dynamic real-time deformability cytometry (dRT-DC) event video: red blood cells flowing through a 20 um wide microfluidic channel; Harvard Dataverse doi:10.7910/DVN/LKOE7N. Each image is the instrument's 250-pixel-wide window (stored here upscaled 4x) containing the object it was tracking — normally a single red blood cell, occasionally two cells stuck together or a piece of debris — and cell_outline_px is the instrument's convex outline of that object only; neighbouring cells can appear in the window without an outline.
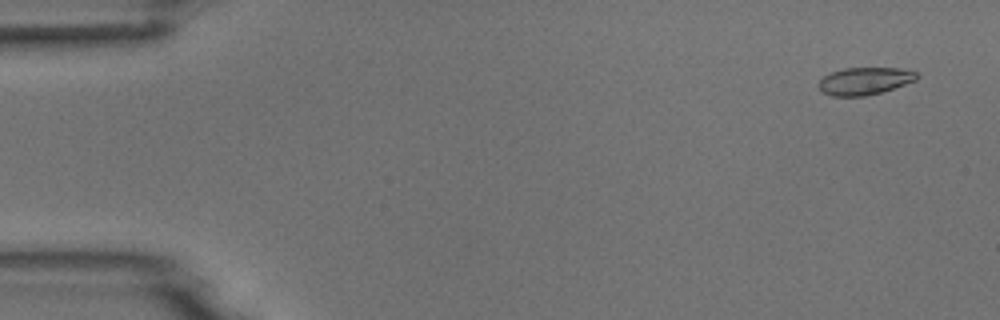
{"species": "common noctule bat (a hibernating species)", "species_latin": "Nyctalus noctula", "temperature_condition": "room temperature", "stored_images_in_passage": 6, "camera_frame_rate_fps": 3000, "um_per_image_px": 0.085, "animal": {"sex": "male", "body_mass_g": 18.8}, "frame": {"image": 1, "passage_image": 1, "time_ms": 0.0, "image_size_px": [1000, 320], "cell_outline_px": [[920, 76], [916, 80], [880, 92], [864, 96], [832, 96], [824, 92], [820, 88], [820, 80], [824, 76], [832, 72], [844, 68], [900, 68], [916, 72]], "centroid_in_image_um": [73.52, 6.87], "position_along_channel_um": 11.5, "area_um2": 15.37}}
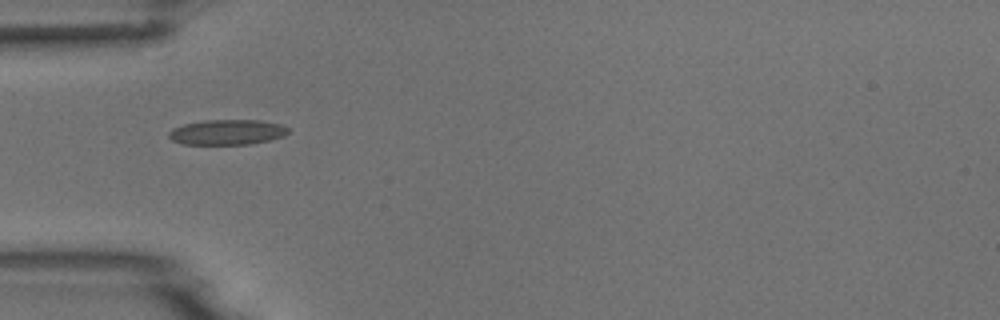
{"frame": {"image": 2, "passage_image": 5, "time_ms": 4.667, "image_size_px": [1000, 320], "cell_outline_px": [[288, 132], [284, 136], [252, 144], [184, 144], [172, 140], [168, 136], [168, 132], [172, 128], [184, 124], [204, 120], [260, 120], [280, 124], [288, 128]], "centroid_in_image_um": [19.29, 11.23], "position_along_channel_um": 65.7, "area_um2": 17.51}}